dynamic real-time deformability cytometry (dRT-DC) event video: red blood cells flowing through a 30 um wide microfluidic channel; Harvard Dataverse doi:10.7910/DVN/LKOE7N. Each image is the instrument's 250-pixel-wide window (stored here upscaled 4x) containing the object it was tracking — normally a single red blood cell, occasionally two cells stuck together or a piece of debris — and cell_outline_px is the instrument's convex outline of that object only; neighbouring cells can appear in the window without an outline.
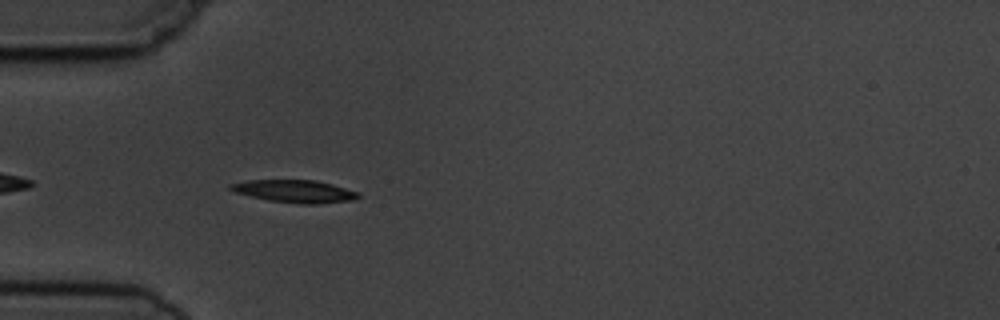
{"species": "common noctule bat (a hibernating species)", "species_latin": "Nyctalus noctula", "temperature_condition": "cold", "stored_images_in_passage": 6, "camera_frame_rate_fps": 3000, "um_per_image_px": 0.085, "animal": {"sex": "male", "body_mass_g": 19.5, "forearm_length_mm": 54.6}, "frame": {"image": 1, "passage_image": 5, "time_ms": 4.667, "image_size_px": [1000, 320], "cell_outline_px": [[360, 196], [352, 200], [316, 204], [300, 204], [268, 200], [236, 192], [228, 188], [228, 184], [248, 180], [316, 180], [332, 184], [360, 192]], "centroid_in_image_um": [25.07, 16.25], "position_along_channel_um": 59.9, "area_um2": 16.76}}
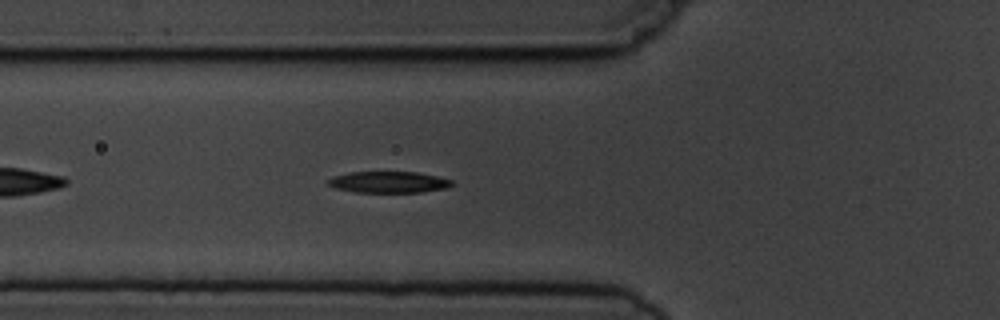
{"frame": {"image": 2, "passage_image": 6, "time_ms": 5.667, "image_size_px": [1000, 320], "cell_outline_px": [[456, 184], [448, 188], [420, 192], [356, 192], [336, 188], [324, 184], [324, 180], [332, 176], [348, 172], [416, 172], [436, 176], [452, 180]], "centroid_in_image_um": [32.99, 15.48], "position_along_channel_um": 92.8, "area_um2": 15.66}}